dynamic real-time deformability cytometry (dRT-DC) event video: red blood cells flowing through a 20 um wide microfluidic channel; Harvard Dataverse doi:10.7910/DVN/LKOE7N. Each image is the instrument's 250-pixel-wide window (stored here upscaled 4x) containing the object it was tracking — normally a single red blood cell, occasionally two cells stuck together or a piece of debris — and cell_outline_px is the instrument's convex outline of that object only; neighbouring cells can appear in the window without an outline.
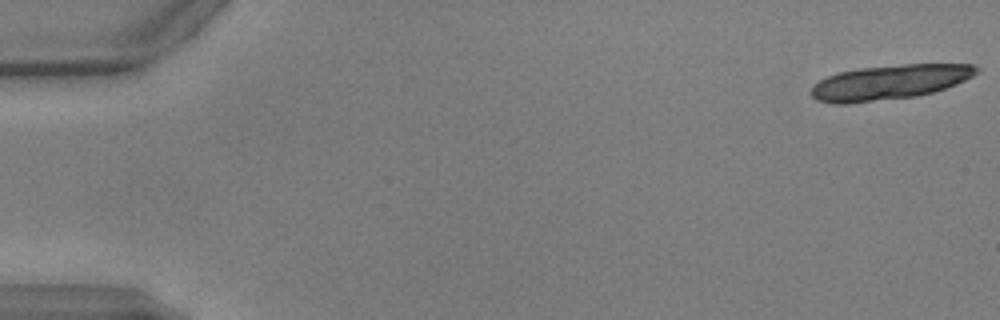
{"species": "common noctule bat (a hibernating species)", "species_latin": "Nyctalus noctula", "temperature_condition": "warm", "stored_images_in_passage": 15, "camera_frame_rate_fps": 3000, "um_per_image_px": 0.085, "animal": {"sex": "male", "body_mass_g": 17.9, "forearm_length_mm": 54.2}, "frame": {"image": 1, "passage_image": 1, "time_ms": 0.0, "image_size_px": [1000, 320], "cell_outline_px": [[980, 72], [956, 84], [932, 92], [916, 96], [848, 104], [832, 104], [816, 100], [812, 96], [812, 88], [820, 80], [836, 72], [860, 68], [904, 64], [972, 64], [980, 68]], "centroid_in_image_um": [75.61, 6.99], "position_along_channel_um": 9.4, "area_um2": 33.41}}